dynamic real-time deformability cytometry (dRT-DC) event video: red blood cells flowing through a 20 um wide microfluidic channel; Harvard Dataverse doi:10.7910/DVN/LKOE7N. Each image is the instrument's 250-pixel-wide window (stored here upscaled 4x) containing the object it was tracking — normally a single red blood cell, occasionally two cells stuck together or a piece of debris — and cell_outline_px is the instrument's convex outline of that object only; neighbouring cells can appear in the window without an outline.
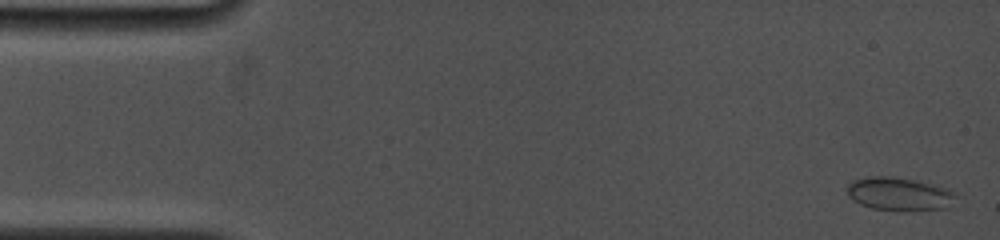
{"species": "common noctule bat (a hibernating species)", "species_latin": "Nyctalus noctula", "temperature_condition": "cold", "stored_images_in_passage": 32, "camera_frame_rate_fps": 5000, "um_per_image_px": 0.085, "animal": {"sex": "female", "body_mass_g": 19.0, "forearm_length_mm": 53.3}, "frame": {"image": 1, "passage_image": 1, "time_ms": 0.0, "image_size_px": [1000, 240], "cell_outline_px": [[956, 196], [944, 208], [904, 212], [872, 208], [860, 204], [852, 200], [848, 196], [848, 184], [852, 180], [868, 176], [892, 176], [932, 184], [948, 188], [956, 192]], "centroid_in_image_um": [76.4, 16.49], "position_along_channel_um": 8.6, "area_um2": 21.15}}
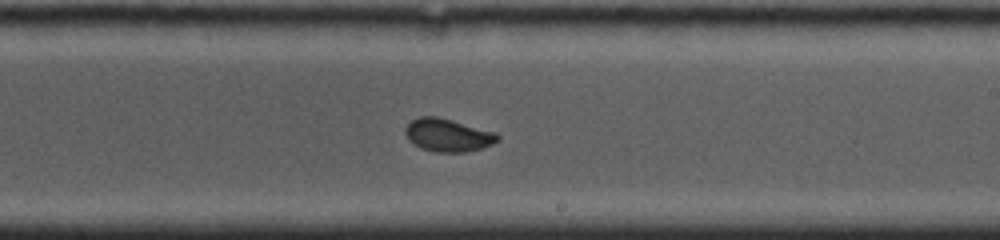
{"frame": {"image": 2, "passage_image": 21, "time_ms": 9.6, "image_size_px": [1000, 240], "cell_outline_px": [[500, 140], [492, 144], [468, 152], [436, 152], [420, 148], [408, 140], [404, 132], [404, 128], [412, 120], [420, 116], [436, 116], [452, 120], [496, 132], [500, 136]], "centroid_in_image_um": [38.06, 11.49], "position_along_channel_um": 250.9, "area_um2": 17.8}}
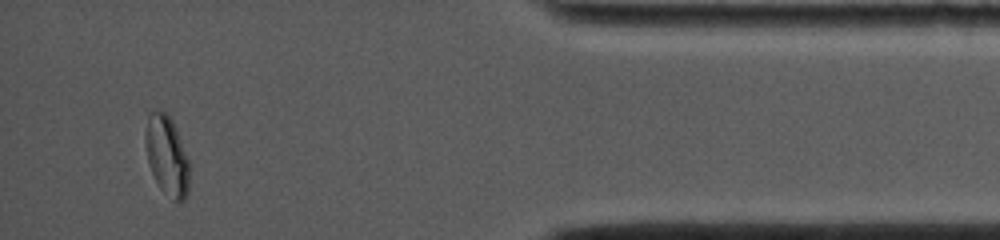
{"frame": {"image": 3, "passage_image": 30, "time_ms": 15.0, "image_size_px": [1000, 240], "cell_outline_px": [[188, 196], [184, 200], [172, 200], [160, 188], [148, 164], [144, 144], [144, 136], [148, 116], [152, 112], [164, 112], [172, 120], [188, 160]], "centroid_in_image_um": [14.16, 13.26], "position_along_channel_um": 421.0, "area_um2": 20.06}}